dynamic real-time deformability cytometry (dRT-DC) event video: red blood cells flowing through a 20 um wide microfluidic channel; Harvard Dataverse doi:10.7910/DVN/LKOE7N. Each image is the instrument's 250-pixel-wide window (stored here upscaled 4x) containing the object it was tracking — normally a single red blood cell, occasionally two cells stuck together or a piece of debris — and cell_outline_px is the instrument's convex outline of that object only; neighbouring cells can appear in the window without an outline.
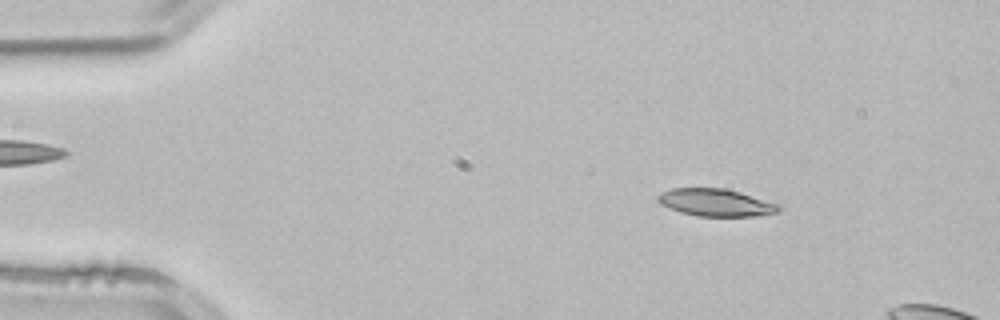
{"species": "common noctule bat (a hibernating species)", "species_latin": "Nyctalus noctula", "temperature_condition": "room temperature", "stored_images_in_passage": 46, "camera_frame_rate_fps": 3000, "um_per_image_px": 0.085, "animal": {"sex": "male", "body_mass_g": 21.5, "forearm_length_mm": 52.0}, "frame": {"image": 1, "passage_image": 4, "time_ms": 1.0, "image_size_px": [1000, 320], "cell_outline_px": [[780, 208], [776, 212], [756, 216], [696, 216], [680, 212], [668, 208], [660, 204], [656, 200], [656, 196], [660, 192], [672, 188], [724, 188], [740, 192], [780, 204]], "centroid_in_image_um": [60.79, 17.21], "position_along_channel_um": 24.2, "area_um2": 19.42}}
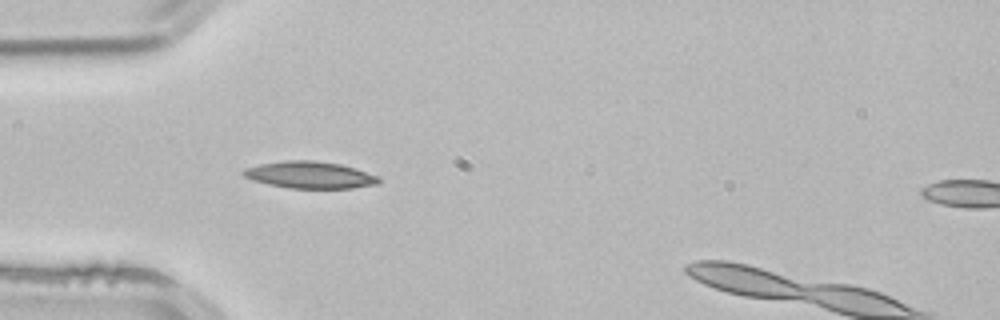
{"frame": {"image": 2, "passage_image": 12, "time_ms": 3.667, "image_size_px": [1000, 320], "cell_outline_px": [[380, 184], [352, 188], [288, 188], [268, 184], [252, 180], [244, 176], [240, 172], [244, 168], [260, 164], [284, 160], [312, 160], [340, 164], [380, 176]], "centroid_in_image_um": [26.33, 14.87], "position_along_channel_um": 58.7, "area_um2": 21.33}}
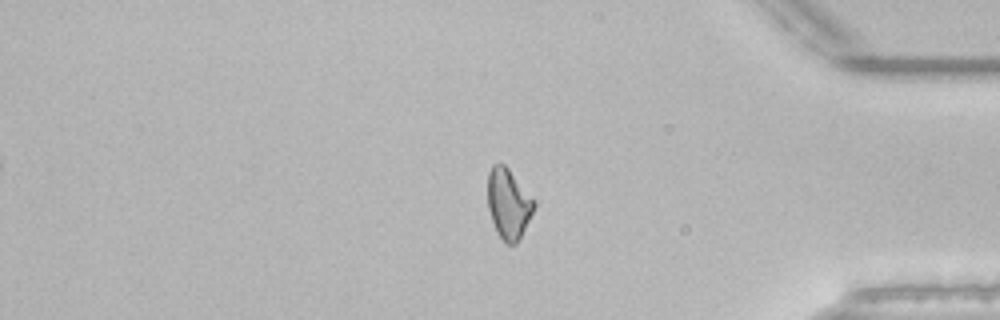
{"frame": {"image": 3, "passage_image": 40, "time_ms": 13.0, "image_size_px": [1000, 320], "cell_outline_px": [[536, 204], [516, 244], [508, 244], [496, 232], [488, 208], [488, 172], [492, 164], [504, 164], [508, 168]], "centroid_in_image_um": [43.18, 17.3], "position_along_channel_um": 392.0, "area_um2": 18.32}, "authors_computed_cell_mechanics": {"area_um2": 19.363, "velocity_mm_per_s": 3.8849, "shape_relaxation_time_tau1_ms": null, "shape_relaxation_time_tau2_ms": 5.7761, "deformation_change_tau1": null, "deformation_change_tau2": 0.1247}}